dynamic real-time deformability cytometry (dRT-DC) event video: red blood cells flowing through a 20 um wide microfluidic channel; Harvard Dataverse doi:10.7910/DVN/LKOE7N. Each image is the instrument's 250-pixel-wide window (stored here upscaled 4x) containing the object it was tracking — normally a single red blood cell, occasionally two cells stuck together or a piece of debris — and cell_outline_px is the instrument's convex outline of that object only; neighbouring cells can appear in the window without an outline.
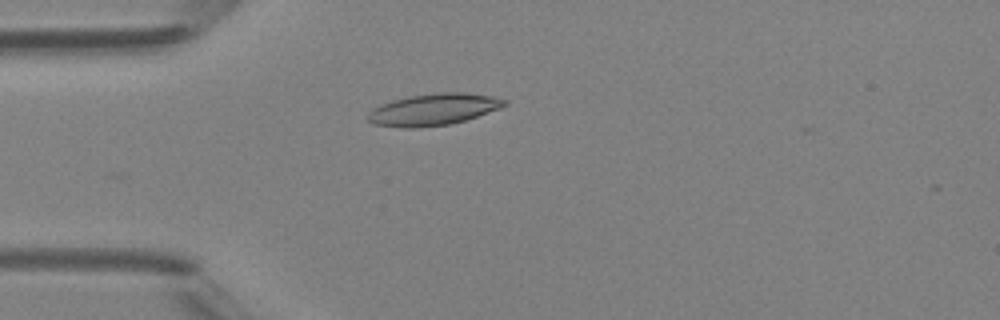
{"species": "Egyptian fruit bat (a non-hibernating species)", "species_latin": "Rousettus aegyptiacus", "temperature_condition": "room temperature", "stored_images_in_passage": 4, "camera_frame_rate_fps": 3000, "um_per_image_px": 0.085, "animal": {"sex": "female"}, "frame": {"image": 1, "passage_image": 3, "time_ms": 3.0, "image_size_px": [1000, 320], "cell_outline_px": [[508, 104], [500, 108], [464, 120], [448, 124], [420, 128], [400, 128], [372, 124], [368, 120], [368, 112], [372, 108], [380, 104], [392, 100], [408, 96], [440, 92], [464, 92], [492, 96], [508, 100]], "centroid_in_image_um": [36.8, 9.3], "position_along_channel_um": 48.2, "area_um2": 25.37}}